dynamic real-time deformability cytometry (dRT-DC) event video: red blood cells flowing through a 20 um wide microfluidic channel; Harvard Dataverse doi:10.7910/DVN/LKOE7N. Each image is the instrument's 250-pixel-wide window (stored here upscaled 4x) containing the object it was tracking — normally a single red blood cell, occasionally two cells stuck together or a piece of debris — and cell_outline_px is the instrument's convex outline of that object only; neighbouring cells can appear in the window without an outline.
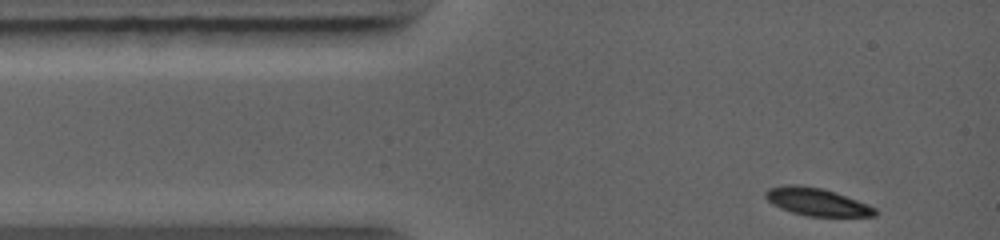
{"species": "common noctule bat (a hibernating species)", "species_latin": "Nyctalus noctula", "temperature_condition": "warm", "stored_images_in_passage": 39, "camera_frame_rate_fps": 5000, "um_per_image_px": 0.085, "animal": {"sex": "female", "body_mass_g": 19.0, "forearm_length_mm": 56.7}, "frame": {"image": 1, "passage_image": 1, "time_ms": 0.0, "image_size_px": [1000, 240], "cell_outline_px": [[876, 216], [808, 216], [792, 212], [780, 208], [772, 204], [764, 196], [764, 192], [768, 188], [784, 184], [800, 184], [824, 188], [836, 192], [868, 204], [876, 208]], "centroid_in_image_um": [69.4, 17.13], "position_along_channel_um": 15.6, "area_um2": 17.86}}
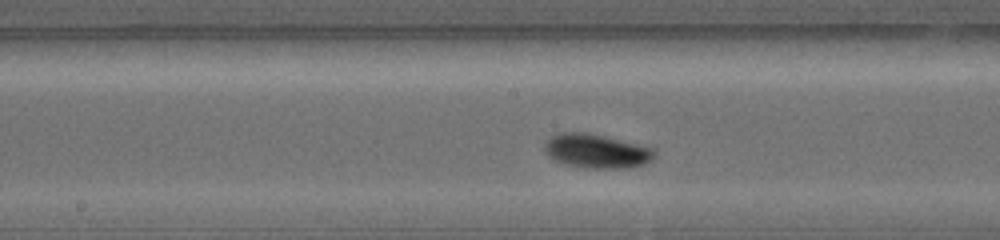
{"frame": {"image": 2, "passage_image": 22, "time_ms": 4.8, "image_size_px": [1000, 240], "cell_outline_px": [[656, 156], [652, 160], [644, 164], [624, 168], [584, 168], [564, 164], [552, 160], [544, 152], [544, 140], [560, 132], [588, 132], [656, 148]], "centroid_in_image_um": [50.68, 12.84], "position_along_channel_um": 197.5, "area_um2": 22.31}}
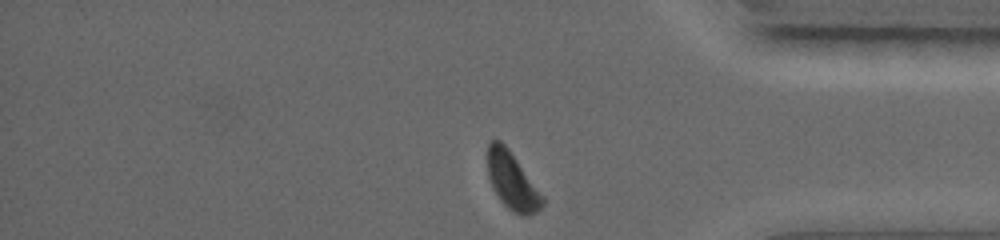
{"frame": {"image": 3, "passage_image": 39, "time_ms": 9.2, "image_size_px": [1000, 240], "cell_outline_px": [[544, 204], [536, 212], [528, 216], [524, 216], [512, 212], [500, 200], [488, 176], [488, 144], [492, 140], [500, 140], [508, 148], [544, 196]], "centroid_in_image_um": [43.56, 15.4], "position_along_channel_um": 391.6, "area_um2": 18.09}}